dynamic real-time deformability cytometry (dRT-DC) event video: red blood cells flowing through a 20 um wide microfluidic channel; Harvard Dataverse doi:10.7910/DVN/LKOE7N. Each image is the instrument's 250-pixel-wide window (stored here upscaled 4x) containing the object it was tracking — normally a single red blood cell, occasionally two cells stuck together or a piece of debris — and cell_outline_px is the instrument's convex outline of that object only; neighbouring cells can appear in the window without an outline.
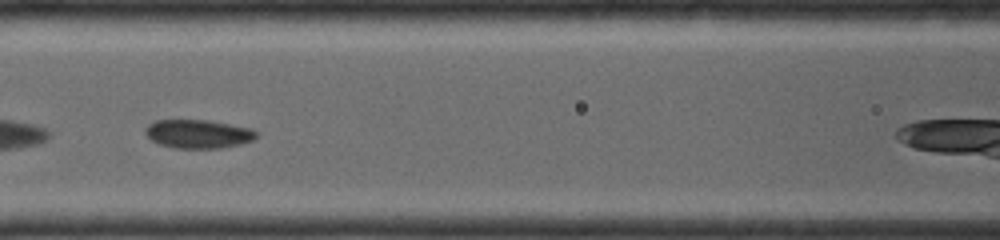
{"species": "common noctule bat (a hibernating species)", "species_latin": "Nyctalus noctula", "temperature_condition": "room temperature", "stored_images_in_passage": 32, "camera_frame_rate_fps": 4000, "um_per_image_px": 0.085, "animal": {"sex": "female", "body_mass_g": 19.0, "forearm_length_mm": 56.7}, "frame": {"image": 1, "passage_image": 11, "time_ms": 1.75, "image_size_px": [1000, 240], "cell_outline_px": [[256, 136], [252, 140], [240, 144], [220, 148], [176, 148], [160, 144], [152, 140], [144, 132], [144, 128], [148, 124], [156, 120], [208, 120], [252, 128], [256, 132]], "centroid_in_image_um": [16.83, 11.37], "position_along_channel_um": 149.8, "area_um2": 18.44}}